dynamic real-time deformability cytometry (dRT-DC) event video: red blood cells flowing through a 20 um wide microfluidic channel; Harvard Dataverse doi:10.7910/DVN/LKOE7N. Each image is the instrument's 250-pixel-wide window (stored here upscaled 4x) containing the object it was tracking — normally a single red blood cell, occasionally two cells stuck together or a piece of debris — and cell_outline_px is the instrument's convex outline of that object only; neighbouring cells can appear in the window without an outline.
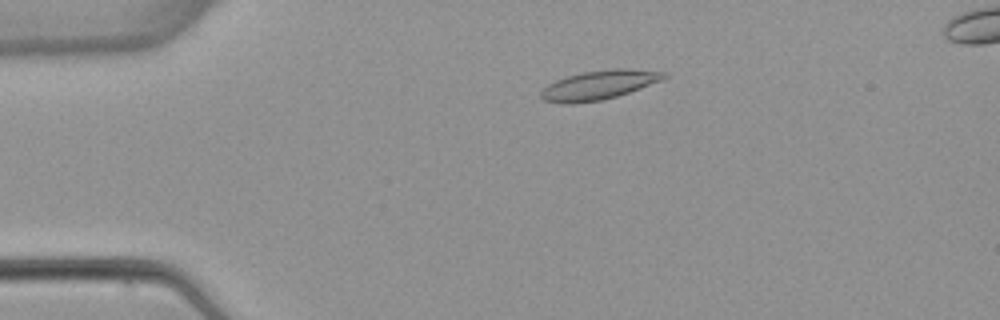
{"species": "common noctule bat (a hibernating species)", "species_latin": "Nyctalus noctula", "temperature_condition": "warm", "stored_images_in_passage": 5, "camera_frame_rate_fps": 3000, "um_per_image_px": 0.085, "animal": {"sex": "female", "body_mass_g": 22.7, "forearm_length_mm": 54.2}, "frame": {"image": 1, "passage_image": 3, "time_ms": 3.0, "image_size_px": [1000, 320], "cell_outline_px": [[668, 76], [664, 80], [616, 96], [600, 100], [572, 104], [564, 104], [544, 100], [540, 96], [540, 92], [548, 84], [556, 80], [568, 76], [584, 72], [616, 68], [628, 68], [668, 72]], "centroid_in_image_um": [50.95, 7.22], "position_along_channel_um": 34.1, "area_um2": 20.87}}